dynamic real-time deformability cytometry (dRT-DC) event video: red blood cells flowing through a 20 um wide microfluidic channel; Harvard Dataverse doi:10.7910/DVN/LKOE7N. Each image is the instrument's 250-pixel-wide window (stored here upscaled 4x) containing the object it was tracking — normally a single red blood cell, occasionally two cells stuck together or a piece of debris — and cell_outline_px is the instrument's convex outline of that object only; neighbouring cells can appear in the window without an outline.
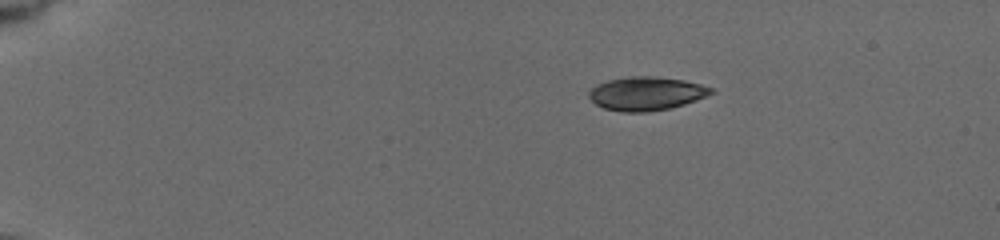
{"species": "common noctule bat (a hibernating species)", "species_latin": "Nyctalus noctula", "temperature_condition": "cold", "stored_images_in_passage": 46, "camera_frame_rate_fps": 3000, "um_per_image_px": 0.085, "animal": {"sex": "female", "body_mass_g": 19.5, "forearm_length_mm": 54.1}, "frame": {"image": 1, "passage_image": 1, "time_ms": 0.0, "image_size_px": [1000, 240], "cell_outline_px": [[716, 92], [696, 100], [684, 104], [668, 108], [648, 112], [624, 112], [604, 108], [596, 104], [588, 96], [588, 92], [596, 84], [608, 80], [632, 76], [656, 76], [684, 80], [716, 88]], "centroid_in_image_um": [54.96, 7.94], "position_along_channel_um": 30.0, "area_um2": 23.99}}
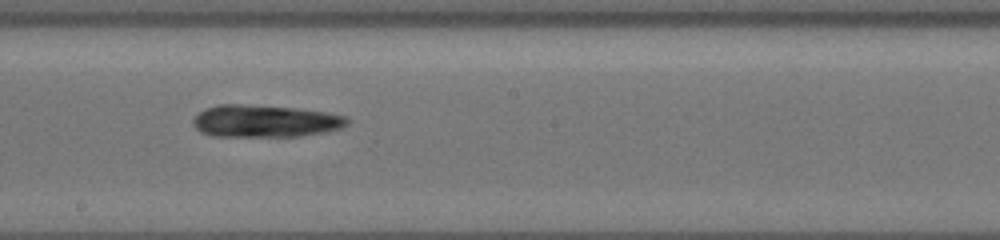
{"frame": {"image": 2, "passage_image": 24, "time_ms": 7.667, "image_size_px": [1000, 240], "cell_outline_px": [[348, 124], [340, 128], [324, 132], [296, 136], [212, 136], [200, 132], [192, 124], [192, 120], [204, 108], [220, 104], [240, 104], [296, 108], [324, 112], [344, 116], [348, 120]], "centroid_in_image_um": [22.47, 10.29], "position_along_channel_um": 225.7, "area_um2": 28.78}}
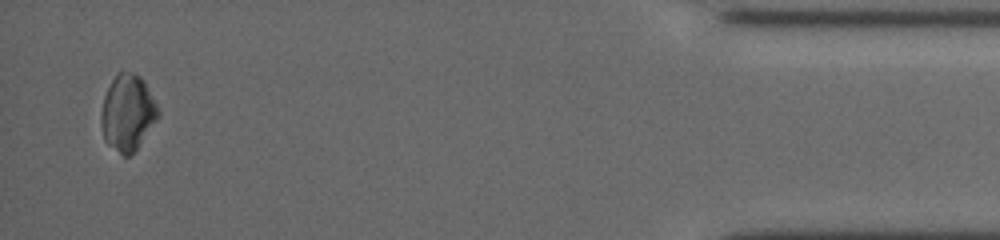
{"frame": {"image": 3, "passage_image": 45, "time_ms": 14.667, "image_size_px": [1000, 240], "cell_outline_px": [[160, 116], [136, 148], [128, 156], [124, 156], [108, 144], [104, 140], [100, 124], [100, 112], [104, 96], [116, 72], [132, 72], [140, 76], [144, 80], [160, 108]], "centroid_in_image_um": [10.85, 9.55], "position_along_channel_um": 424.4, "area_um2": 25.43}, "authors_computed_cell_mechanics": {"area_um2": 27.0504, "velocity_mm_per_s": 3.7641, "shape_relaxation_time_tau1_ms": 5.6211, "shape_relaxation_time_tau2_ms": 2.0628, "deformation_change_tau1": 0.1196, "deformation_change_tau2": 0.0749}}